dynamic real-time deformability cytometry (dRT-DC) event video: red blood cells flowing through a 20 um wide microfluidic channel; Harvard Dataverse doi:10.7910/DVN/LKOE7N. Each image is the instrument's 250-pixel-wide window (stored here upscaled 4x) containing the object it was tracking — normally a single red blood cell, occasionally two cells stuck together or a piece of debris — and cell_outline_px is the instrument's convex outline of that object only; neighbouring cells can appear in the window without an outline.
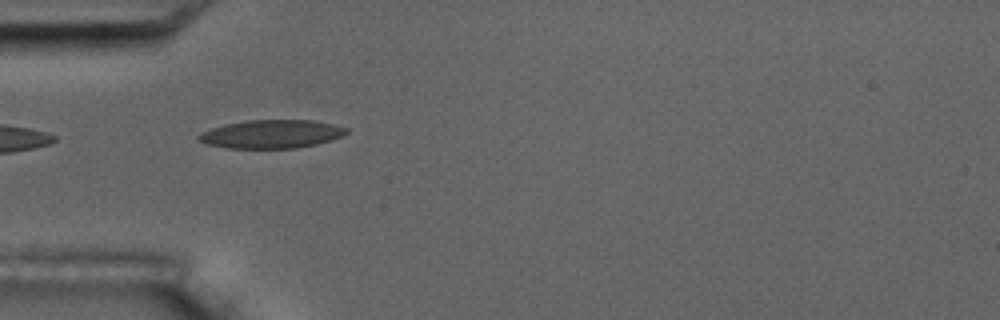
{"species": "common noctule bat (a hibernating species)", "species_latin": "Nyctalus noctula", "temperature_condition": "room temperature", "stored_images_in_passage": 2, "camera_frame_rate_fps": 3000, "um_per_image_px": 0.085, "animal": {"sex": "male", "body_mass_g": 17.5, "forearm_length_mm": 52.3}, "frame": {"image": 1, "passage_image": 1, "time_ms": 0.0, "image_size_px": [1000, 320], "cell_outline_px": [[348, 132], [340, 136], [316, 144], [296, 148], [224, 148], [208, 144], [196, 140], [196, 136], [200, 132], [224, 124], [248, 120], [312, 120], [332, 124], [348, 128]], "centroid_in_image_um": [23.01, 11.39], "position_along_channel_um": 62.0, "area_um2": 24.39}}